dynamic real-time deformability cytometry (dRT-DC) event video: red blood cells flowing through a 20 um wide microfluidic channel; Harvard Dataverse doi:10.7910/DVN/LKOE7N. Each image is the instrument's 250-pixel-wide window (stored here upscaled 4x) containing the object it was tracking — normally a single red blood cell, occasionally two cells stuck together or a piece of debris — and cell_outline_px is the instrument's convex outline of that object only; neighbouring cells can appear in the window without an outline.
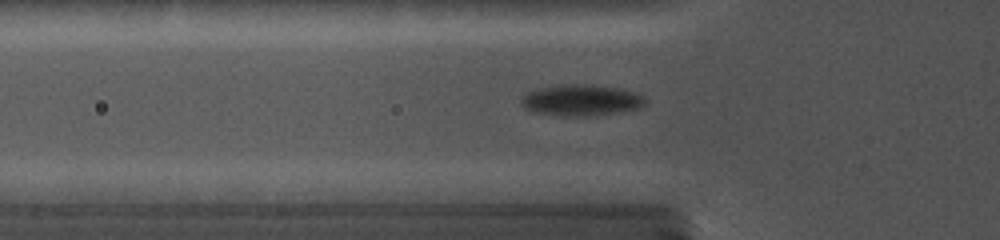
{"species": "common noctule bat (a hibernating species)", "species_latin": "Nyctalus noctula", "temperature_condition": "cold", "stored_images_in_passage": 34, "camera_frame_rate_fps": 5000, "um_per_image_px": 0.085, "animal": {"sex": "female", "body_mass_g": 19.0, "forearm_length_mm": 56.7}, "frame": {"image": 1, "passage_image": 11, "time_ms": 5.4, "image_size_px": [1000, 240], "cell_outline_px": [[644, 104], [636, 108], [592, 116], [560, 116], [532, 112], [524, 108], [520, 104], [524, 96], [528, 92], [544, 88], [576, 84], [616, 88], [632, 92], [640, 96], [644, 100]], "centroid_in_image_um": [49.32, 8.55], "position_along_channel_um": 76.5, "area_um2": 21.62}}
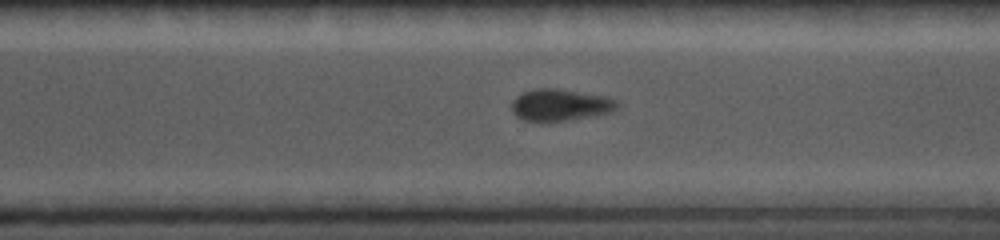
{"frame": {"image": 2, "passage_image": 25, "time_ms": 11.8, "image_size_px": [1000, 240], "cell_outline_px": [[620, 108], [612, 112], [596, 116], [548, 124], [540, 124], [520, 120], [512, 112], [512, 100], [524, 92], [536, 88], [548, 88], [600, 96], [616, 100], [620, 104]], "centroid_in_image_um": [47.58, 9.0], "position_along_channel_um": 323.0, "area_um2": 20.06}}
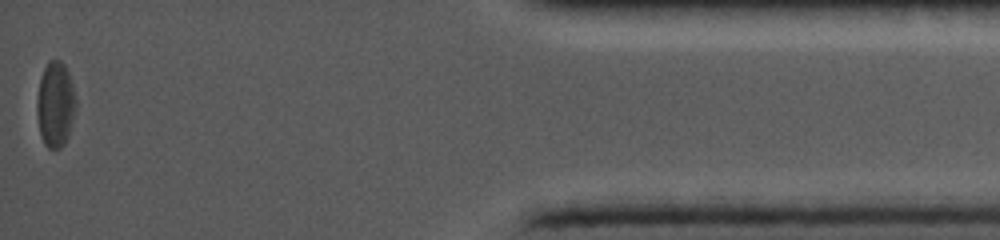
{"frame": {"image": 3, "passage_image": 34, "time_ms": 16.0, "image_size_px": [1000, 240], "cell_outline_px": [[76, 108], [68, 136], [64, 144], [60, 148], [48, 148], [44, 144], [40, 132], [36, 112], [36, 108], [40, 80], [44, 68], [48, 60], [60, 60], [64, 64], [68, 72], [72, 84], [76, 100]], "centroid_in_image_um": [4.71, 8.87], "position_along_channel_um": 430.5, "area_um2": 19.31}}